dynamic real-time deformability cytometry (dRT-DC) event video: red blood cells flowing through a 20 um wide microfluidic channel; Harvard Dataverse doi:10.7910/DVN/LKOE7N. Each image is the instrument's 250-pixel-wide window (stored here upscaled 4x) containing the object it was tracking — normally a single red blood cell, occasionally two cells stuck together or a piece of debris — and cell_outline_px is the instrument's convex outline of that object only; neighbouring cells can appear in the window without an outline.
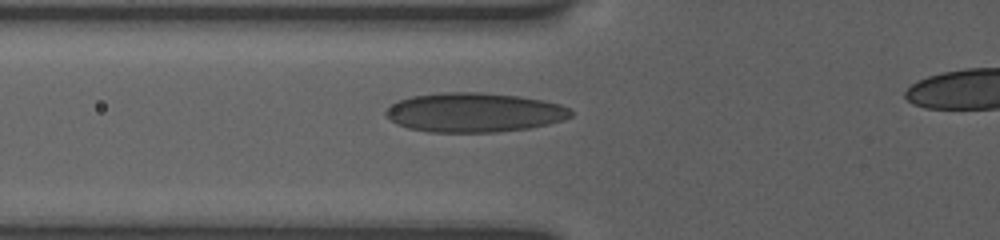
{"species": "human", "species_latin": "Homo sapiens", "temperature_condition": "room temperature", "stored_images_in_passage": 4, "segment_of_instrument_passage": [1, 2], "camera_frame_rate_fps": 3000, "um_per_image_px": 0.085, "donor": {"sex": "female"}, "frame": {"image": 1, "passage_image": 2, "time_ms": 0.667, "image_size_px": [1000, 240], "cell_outline_px": [[572, 116], [564, 120], [548, 124], [528, 128], [500, 132], [428, 132], [408, 128], [396, 124], [384, 112], [392, 104], [400, 100], [412, 96], [440, 92], [480, 92], [520, 96], [544, 100], [560, 104], [568, 108], [572, 112]], "centroid_in_image_um": [40.32, 9.56], "position_along_channel_um": 85.5, "area_um2": 42.54}}